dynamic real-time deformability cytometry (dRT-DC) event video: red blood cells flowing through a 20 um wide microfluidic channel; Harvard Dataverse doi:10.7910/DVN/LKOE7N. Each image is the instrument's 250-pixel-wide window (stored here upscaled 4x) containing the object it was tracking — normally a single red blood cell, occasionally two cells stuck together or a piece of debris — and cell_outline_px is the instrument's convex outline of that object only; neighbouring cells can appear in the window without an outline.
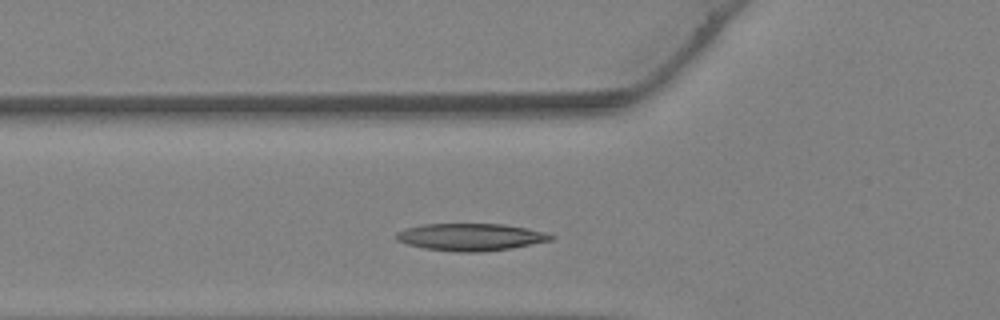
{"species": "Egyptian fruit bat (a non-hibernating species)", "species_latin": "Rousettus aegyptiacus", "temperature_condition": "warm", "stored_images_in_passage": 23, "camera_frame_rate_fps": 3000, "um_per_image_px": 0.085, "animal": {"sex": "female"}, "frame": {"image": 1, "passage_image": 6, "time_ms": 1.667, "image_size_px": [1000, 320], "cell_outline_px": [[556, 236], [552, 240], [512, 248], [484, 252], [460, 252], [424, 248], [408, 244], [396, 240], [396, 232], [408, 228], [424, 224], [504, 224], [544, 232]], "centroid_in_image_um": [40.02, 20.15], "position_along_channel_um": 85.8, "area_um2": 24.39}}
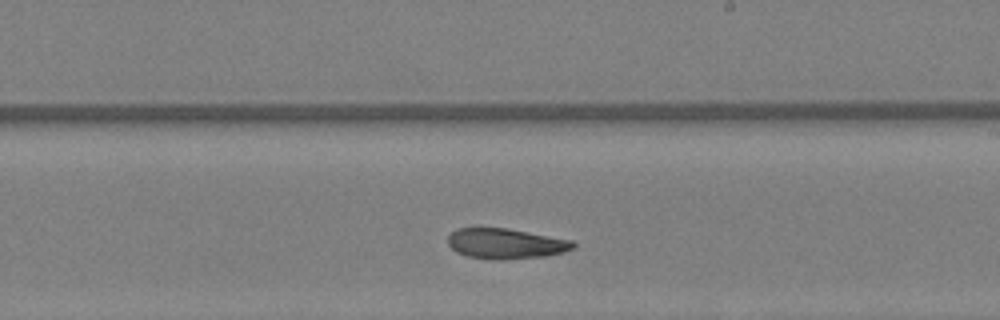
{"frame": {"image": 2, "passage_image": 15, "time_ms": 4.667, "image_size_px": [1000, 320], "cell_outline_px": [[576, 248], [564, 252], [544, 256], [504, 260], [496, 260], [468, 256], [456, 252], [448, 244], [448, 236], [456, 228], [508, 228], [572, 240], [576, 244]], "centroid_in_image_um": [43.01, 20.71], "position_along_channel_um": 246.0, "area_um2": 22.25}}
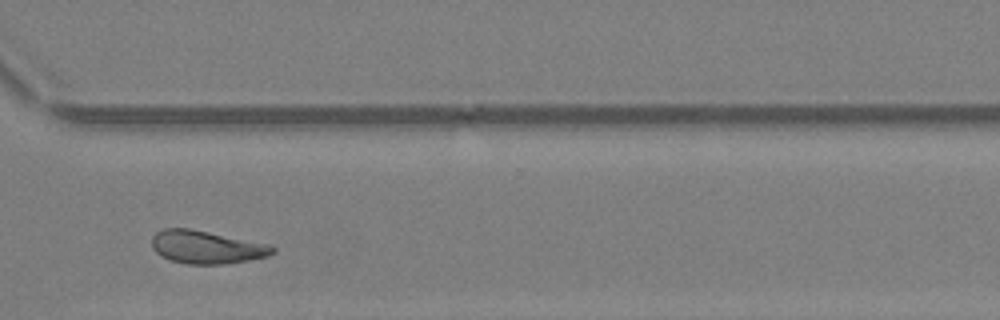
{"frame": {"image": 3, "passage_image": 21, "time_ms": 6.667, "image_size_px": [1000, 320], "cell_outline_px": [[276, 252], [268, 256], [248, 260], [224, 264], [188, 264], [172, 260], [160, 256], [152, 248], [152, 236], [156, 232], [164, 228], [188, 228], [268, 244], [276, 248]], "centroid_in_image_um": [17.54, 21.01], "position_along_channel_um": 353.1, "area_um2": 23.06}}